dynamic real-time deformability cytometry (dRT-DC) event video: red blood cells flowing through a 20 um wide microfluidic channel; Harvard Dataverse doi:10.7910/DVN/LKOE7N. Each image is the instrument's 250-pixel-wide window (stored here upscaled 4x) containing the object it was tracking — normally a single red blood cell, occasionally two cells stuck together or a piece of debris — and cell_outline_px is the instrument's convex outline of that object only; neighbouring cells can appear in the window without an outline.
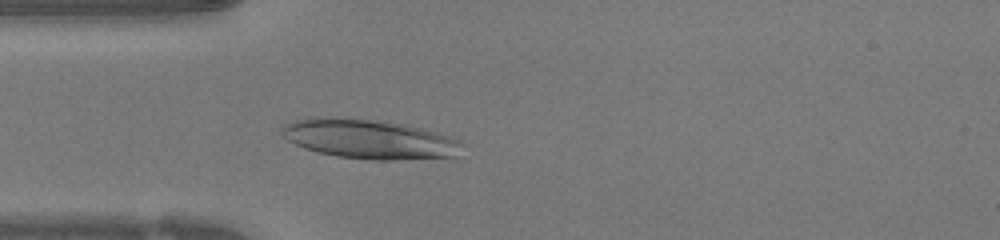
{"species": "human", "species_latin": "Homo sapiens", "temperature_condition": "warm", "stored_images_in_passage": 45, "camera_frame_rate_fps": 3000, "um_per_image_px": 0.085, "donor": {"sex": "female"}, "frame": {"image": 1, "passage_image": 11, "time_ms": 3.333, "image_size_px": [1000, 240], "cell_outline_px": [[468, 144], [456, 156], [396, 160], [372, 160], [336, 156], [304, 148], [288, 140], [280, 132], [280, 128], [284, 124], [296, 120], [320, 116], [328, 116], [372, 120], [404, 124], [452, 136]], "centroid_in_image_um": [31.43, 11.82], "position_along_channel_um": 53.6, "area_um2": 41.62}}
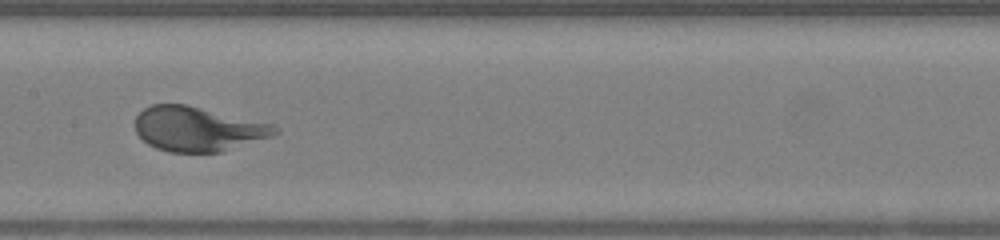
{"frame": {"image": 2, "passage_image": 21, "time_ms": 6.667, "image_size_px": [1000, 240], "cell_outline_px": [[280, 132], [272, 136], [220, 152], [168, 152], [156, 148], [148, 144], [136, 132], [136, 116], [144, 108], [152, 104], [188, 104], [276, 124], [280, 128]], "centroid_in_image_um": [16.86, 10.94], "position_along_channel_um": 190.5, "area_um2": 36.59}}
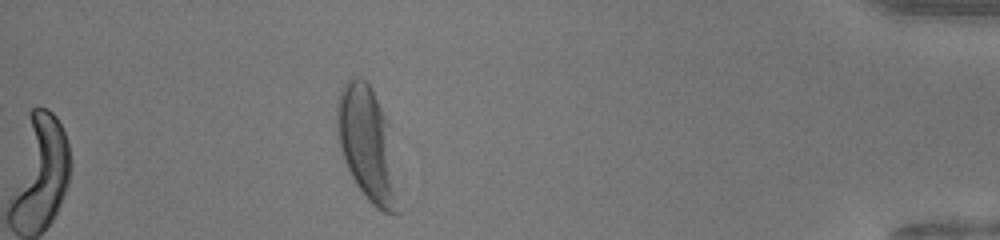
{"frame": {"image": 3, "passage_image": 40, "time_ms": 13.0, "image_size_px": [1000, 240], "cell_outline_px": [[400, 212], [384, 212], [376, 208], [368, 200], [356, 184], [344, 160], [340, 148], [336, 128], [336, 104], [340, 92], [344, 84], [352, 76], [356, 76], [364, 80], [372, 88], [388, 120]], "centroid_in_image_um": [31.2, 12.23], "position_along_channel_um": 404.0, "area_um2": 40.46}, "authors_computed_cell_mechanics": {"area_um2": 37.281, "velocity_mm_per_s": 4.2246, "shape_relaxation_time_tau1_ms": 2.5248, "shape_relaxation_time_tau2_ms": null, "deformation_change_tau1": 0.2047, "deformation_change_tau2": null}}